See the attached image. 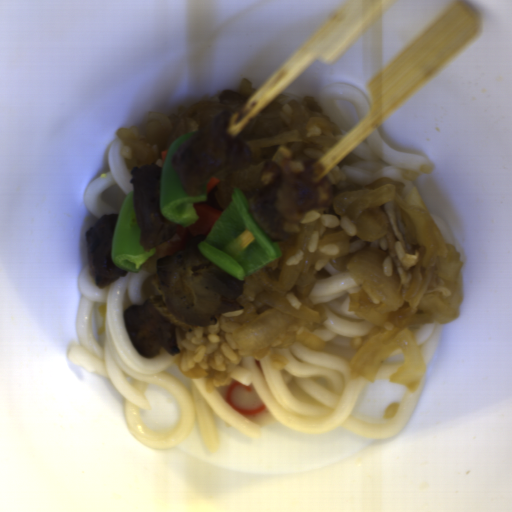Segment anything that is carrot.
<instances>
[{
	"instance_id": "b8716197",
	"label": "carrot",
	"mask_w": 512,
	"mask_h": 512,
	"mask_svg": "<svg viewBox=\"0 0 512 512\" xmlns=\"http://www.w3.org/2000/svg\"><path fill=\"white\" fill-rule=\"evenodd\" d=\"M193 209L196 215L198 216V219L192 226L189 227H182L179 224L176 230V233L179 237V241L169 245V249L166 256L185 250L190 239L206 233L210 234L217 220L224 212L203 201L194 203Z\"/></svg>"
},
{
	"instance_id": "cead05ca",
	"label": "carrot",
	"mask_w": 512,
	"mask_h": 512,
	"mask_svg": "<svg viewBox=\"0 0 512 512\" xmlns=\"http://www.w3.org/2000/svg\"><path fill=\"white\" fill-rule=\"evenodd\" d=\"M220 180L216 177H211L205 184L206 195L210 193L218 184Z\"/></svg>"
},
{
	"instance_id": "1c9b5961",
	"label": "carrot",
	"mask_w": 512,
	"mask_h": 512,
	"mask_svg": "<svg viewBox=\"0 0 512 512\" xmlns=\"http://www.w3.org/2000/svg\"><path fill=\"white\" fill-rule=\"evenodd\" d=\"M168 151H169V149H168V150L160 151V155H161L162 161H163L164 163H165V161H166Z\"/></svg>"
}]
</instances>
